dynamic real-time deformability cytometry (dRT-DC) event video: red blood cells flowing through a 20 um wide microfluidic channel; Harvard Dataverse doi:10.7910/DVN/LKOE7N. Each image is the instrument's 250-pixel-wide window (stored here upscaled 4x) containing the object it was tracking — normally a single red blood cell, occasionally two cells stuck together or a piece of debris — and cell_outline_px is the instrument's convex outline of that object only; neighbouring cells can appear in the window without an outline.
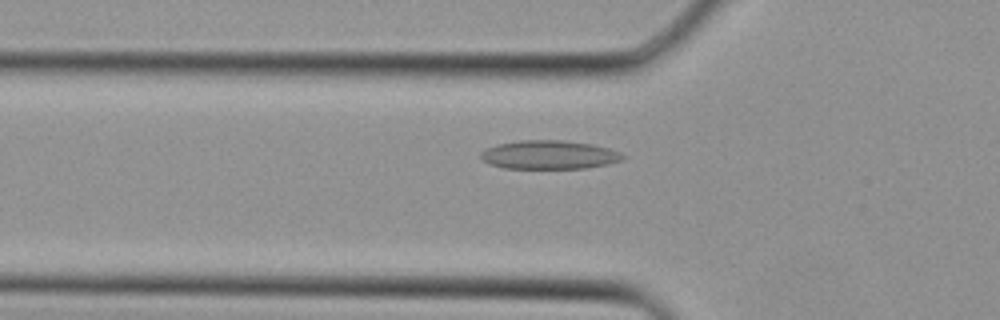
{"species": "Egyptian fruit bat (a non-hibernating species)", "species_latin": "Rousettus aegyptiacus", "temperature_condition": "cold", "stored_images_in_passage": 28, "camera_frame_rate_fps": 3000, "um_per_image_px": 0.085, "animal": {"sex": "female"}, "frame": {"image": 1, "passage_image": 6, "time_ms": 1.667, "image_size_px": [1000, 320], "cell_outline_px": [[624, 160], [608, 164], [588, 168], [504, 168], [488, 164], [480, 156], [480, 152], [496, 144], [520, 140], [560, 140], [592, 144], [608, 148], [620, 152], [624, 156]], "centroid_in_image_um": [46.68, 13.16], "position_along_channel_um": 79.1, "area_um2": 23.76}}
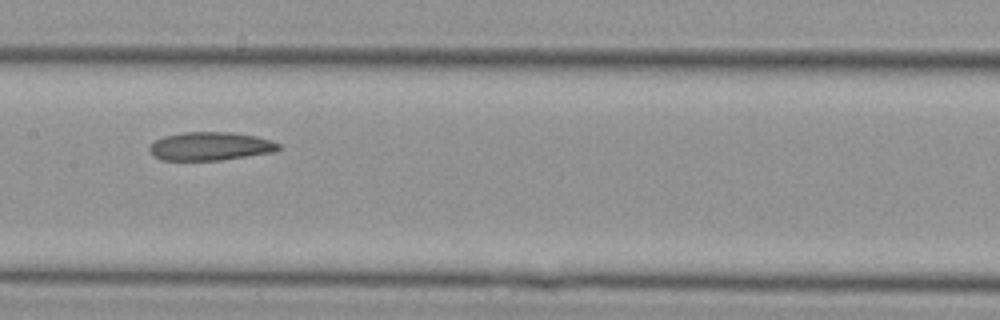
{"frame": {"image": 2, "passage_image": 12, "time_ms": 3.667, "image_size_px": [1000, 320], "cell_outline_px": [[280, 148], [272, 152], [220, 160], [160, 160], [152, 156], [148, 148], [156, 140], [164, 136], [184, 132], [232, 132], [256, 136], [272, 140], [280, 144]], "centroid_in_image_um": [17.86, 12.43], "position_along_channel_um": 189.5, "area_um2": 21.33}}
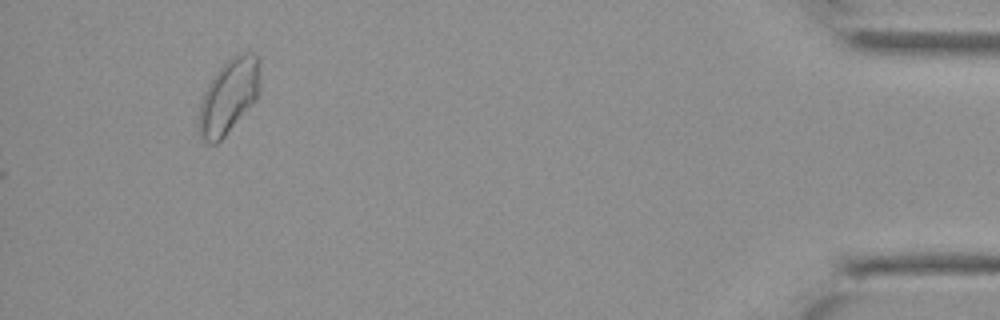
{"frame": {"image": 3, "passage_image": 28, "time_ms": 9.0, "image_size_px": [1000, 320], "cell_outline_px": [[260, 92], [256, 100], [224, 136], [216, 144], [212, 144], [204, 140], [200, 136], [200, 104], [204, 92], [212, 76], [232, 56], [240, 52], [252, 52], [260, 60]], "centroid_in_image_um": [19.49, 8.13], "position_along_channel_um": 415.7, "area_um2": 26.41}}